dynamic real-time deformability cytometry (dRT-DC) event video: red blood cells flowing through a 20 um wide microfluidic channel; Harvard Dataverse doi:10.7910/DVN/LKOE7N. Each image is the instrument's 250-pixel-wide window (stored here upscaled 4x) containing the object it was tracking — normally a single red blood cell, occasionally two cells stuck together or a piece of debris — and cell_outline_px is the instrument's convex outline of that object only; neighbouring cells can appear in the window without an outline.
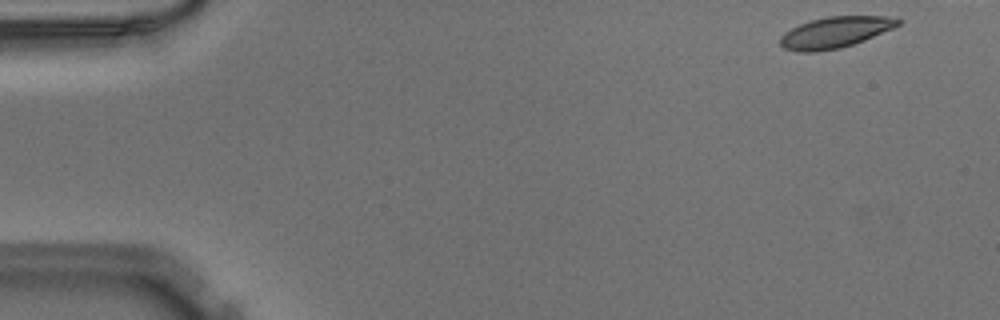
{"species": "Egyptian fruit bat (a non-hibernating species)", "species_latin": "Rousettus aegyptiacus", "temperature_condition": "warm", "stored_images_in_passage": 44, "camera_frame_rate_fps": 3000, "um_per_image_px": 0.085, "animal": {"sex": "male"}, "frame": {"image": 1, "passage_image": 1, "time_ms": 0.0, "image_size_px": [1000, 320], "cell_outline_px": [[900, 24], [892, 28], [864, 40], [840, 48], [816, 52], [800, 52], [784, 48], [780, 44], [780, 36], [784, 32], [800, 24], [812, 20], [828, 16], [896, 16], [900, 20]], "centroid_in_image_um": [70.98, 2.74], "position_along_channel_um": 14.0, "area_um2": 21.21}}
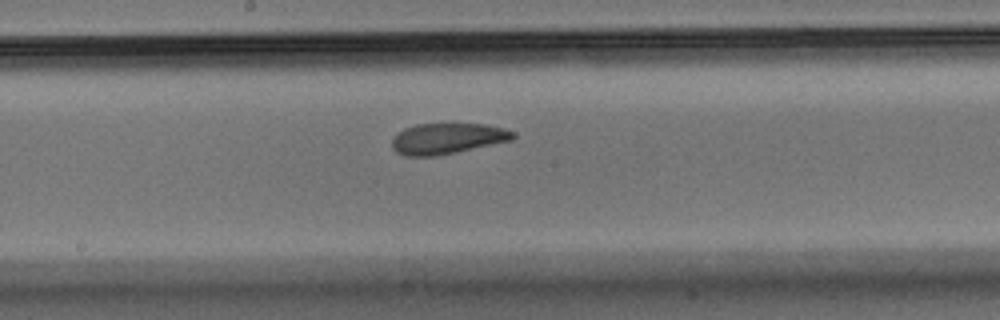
{"frame": {"image": 2, "passage_image": 25, "time_ms": 8.0, "image_size_px": [1000, 320], "cell_outline_px": [[516, 136], [512, 140], [456, 152], [436, 156], [404, 156], [396, 152], [392, 148], [392, 140], [404, 128], [416, 124], [484, 124], [504, 128], [516, 132]], "centroid_in_image_um": [38.03, 11.78], "position_along_channel_um": 210.2, "area_um2": 21.68}}
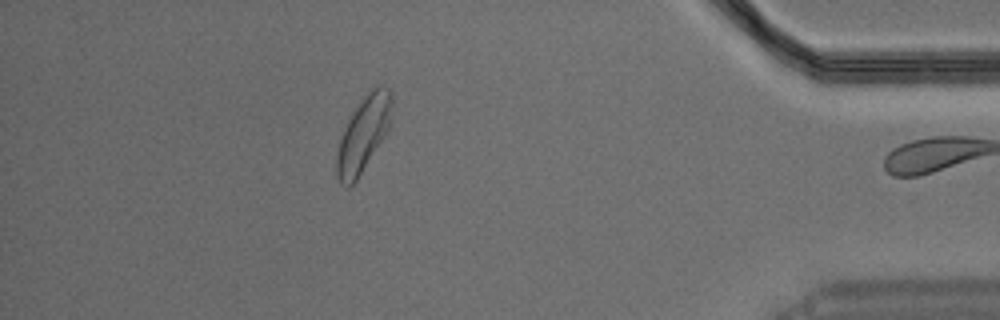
{"frame": {"image": 3, "passage_image": 43, "time_ms": 14.0, "image_size_px": [1000, 320], "cell_outline_px": [[392, 104], [388, 128], [384, 136], [356, 180], [348, 188], [340, 184], [336, 176], [336, 156], [340, 140], [344, 128], [348, 120], [368, 88], [376, 84], [380, 84], [388, 88], [392, 92]], "centroid_in_image_um": [30.88, 11.35], "position_along_channel_um": 404.3, "area_um2": 23.99}}